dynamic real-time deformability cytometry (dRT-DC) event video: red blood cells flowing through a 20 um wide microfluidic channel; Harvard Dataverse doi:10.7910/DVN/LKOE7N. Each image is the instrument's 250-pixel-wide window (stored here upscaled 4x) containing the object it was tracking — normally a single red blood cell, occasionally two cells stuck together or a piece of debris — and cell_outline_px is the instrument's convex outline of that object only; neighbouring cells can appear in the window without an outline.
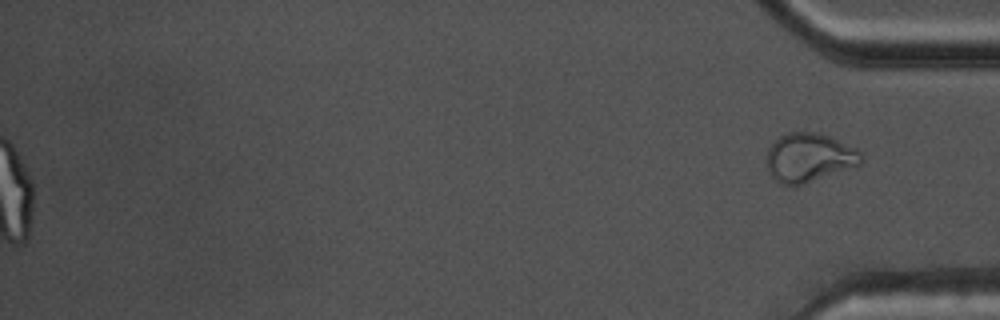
{"species": "common noctule bat (a hibernating species)", "species_latin": "Nyctalus noctula", "temperature_condition": "warm", "stored_images_in_passage": 45, "segment_of_instrument_passage": [2, 2], "camera_frame_rate_fps": 3000, "um_per_image_px": 0.085, "animal": {"sex": "male", "body_mass_g": 17.5, "forearm_length_mm": 52.3}, "frame": {"image": 1, "passage_image": 45, "time_ms": 14.667, "image_size_px": [1000, 320], "cell_outline_px": [[864, 160], [860, 164], [804, 184], [784, 184], [776, 180], [772, 176], [768, 168], [768, 148], [780, 136], [788, 132], [816, 132], [828, 136], [856, 148], [864, 156]], "centroid_in_image_um": [68.8, 13.38], "position_along_channel_um": 366.4, "area_um2": 26.41}}